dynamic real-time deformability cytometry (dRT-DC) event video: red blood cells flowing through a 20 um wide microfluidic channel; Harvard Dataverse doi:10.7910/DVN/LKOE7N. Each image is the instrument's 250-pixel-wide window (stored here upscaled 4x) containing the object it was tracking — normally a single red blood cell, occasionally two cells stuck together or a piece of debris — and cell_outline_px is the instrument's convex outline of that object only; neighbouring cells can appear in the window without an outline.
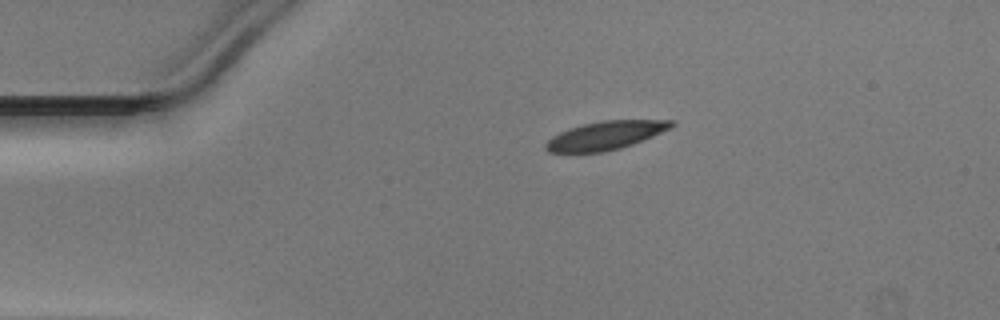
{"species": "Egyptian fruit bat (a non-hibernating species)", "species_latin": "Rousettus aegyptiacus", "temperature_condition": "warm", "stored_images_in_passage": 41, "camera_frame_rate_fps": 3000, "um_per_image_px": 0.085, "animal": {"sex": "male"}, "frame": {"image": 1, "passage_image": 1, "time_ms": 0.0, "image_size_px": [1000, 320], "cell_outline_px": [[676, 124], [672, 128], [632, 144], [620, 148], [600, 152], [548, 152], [544, 148], [544, 144], [552, 136], [568, 128], [600, 120], [676, 120]], "centroid_in_image_um": [51.47, 11.5], "position_along_channel_um": 33.5, "area_um2": 20.81}}
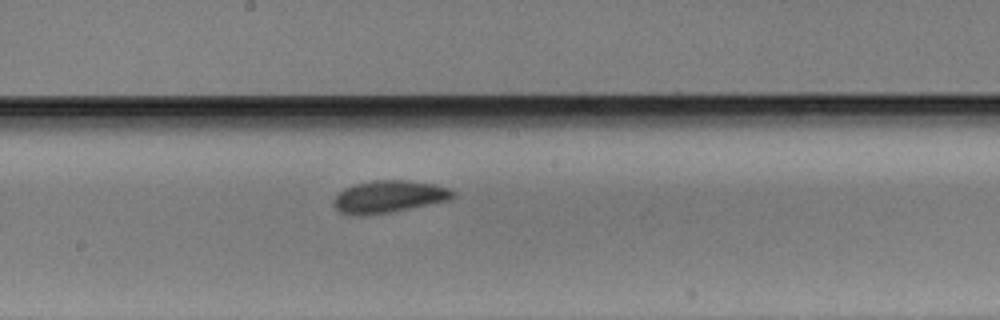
{"frame": {"image": 2, "passage_image": 18, "time_ms": 5.667, "image_size_px": [1000, 320], "cell_outline_px": [[456, 192], [448, 200], [368, 216], [352, 216], [340, 212], [332, 204], [332, 200], [344, 188], [356, 184], [380, 180], [404, 180], [432, 184], [448, 188]], "centroid_in_image_um": [32.98, 16.73], "position_along_channel_um": 215.2, "area_um2": 22.08}}
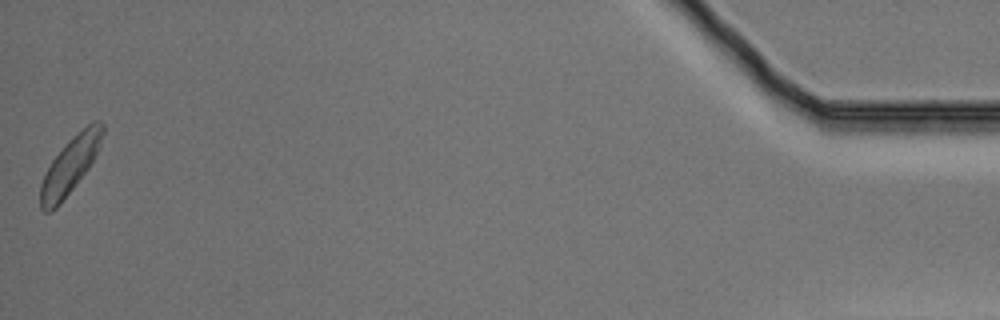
{"frame": {"image": 3, "passage_image": 41, "time_ms": 13.333, "image_size_px": [1000, 320], "cell_outline_px": [[104, 132], [96, 152], [88, 168], [60, 204], [52, 212], [44, 212], [40, 208], [40, 184], [44, 172], [52, 160], [64, 144], [72, 136], [92, 120], [100, 120], [104, 124]], "centroid_in_image_um": [5.93, 14.04], "position_along_channel_um": 429.3, "area_um2": 20.46}}